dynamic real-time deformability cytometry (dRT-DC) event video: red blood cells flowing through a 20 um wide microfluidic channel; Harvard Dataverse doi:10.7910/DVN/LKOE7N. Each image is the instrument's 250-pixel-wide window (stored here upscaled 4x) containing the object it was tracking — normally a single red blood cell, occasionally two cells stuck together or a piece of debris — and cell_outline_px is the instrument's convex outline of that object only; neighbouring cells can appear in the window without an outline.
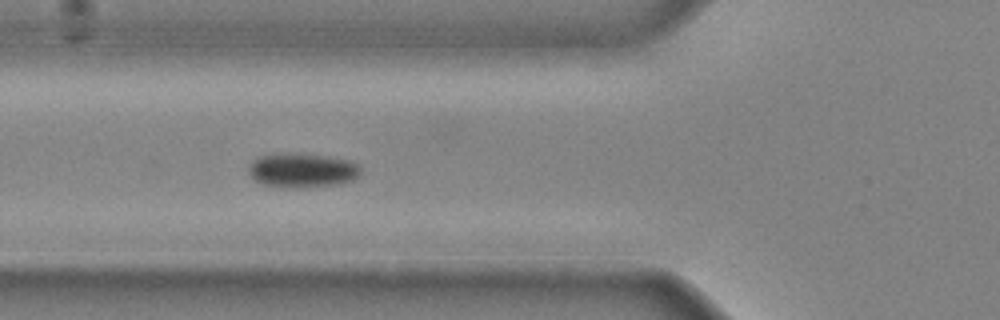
{"species": "common noctule bat (a hibernating species)", "species_latin": "Nyctalus noctula", "temperature_condition": "cold", "stored_images_in_passage": 32, "camera_frame_rate_fps": 3000, "um_per_image_px": 0.085, "animal": {"sex": "male", "body_mass_g": 20.4}, "frame": {"image": 1, "passage_image": 7, "time_ms": 2.0, "image_size_px": [1000, 320], "cell_outline_px": [[360, 176], [352, 180], [340, 184], [304, 188], [288, 188], [260, 184], [248, 172], [248, 164], [252, 160], [260, 156], [328, 156], [348, 160], [360, 164]], "centroid_in_image_um": [25.73, 14.54], "position_along_channel_um": 100.1, "area_um2": 21.91}}
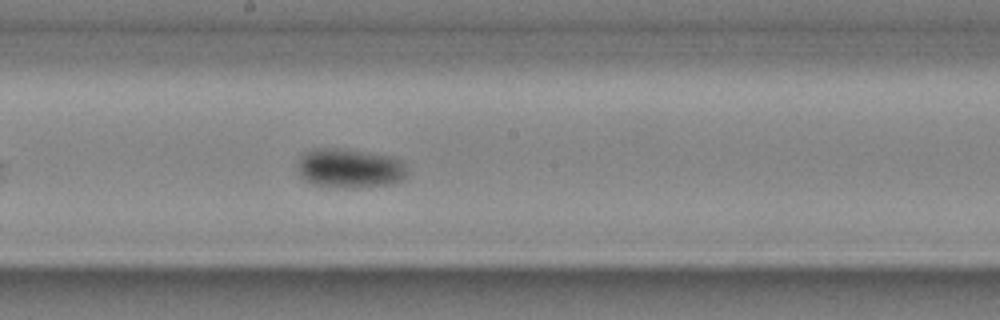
{"frame": {"image": 2, "passage_image": 15, "time_ms": 4.667, "image_size_px": [1000, 320], "cell_outline_px": [[404, 180], [388, 184], [356, 188], [344, 188], [312, 184], [300, 176], [300, 156], [304, 152], [312, 148], [344, 148], [392, 156], [404, 160]], "centroid_in_image_um": [29.73, 14.29], "position_along_channel_um": 218.5, "area_um2": 25.2}}
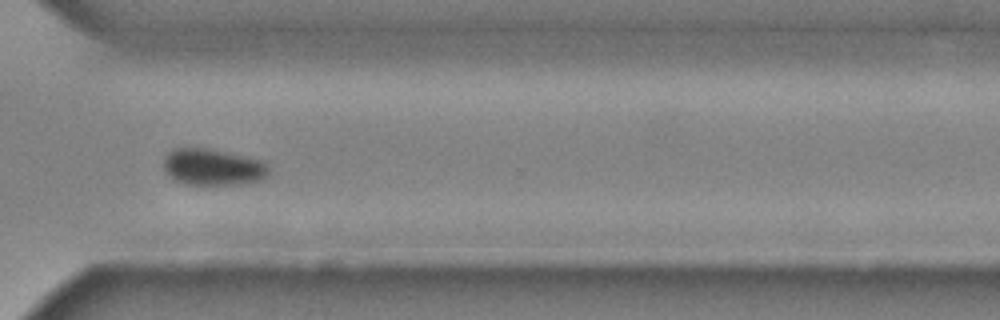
{"frame": {"image": 3, "passage_image": 24, "time_ms": 7.667, "image_size_px": [1000, 320], "cell_outline_px": [[268, 176], [260, 180], [240, 184], [184, 184], [176, 180], [164, 168], [164, 156], [172, 148], [208, 148], [264, 160], [268, 164]], "centroid_in_image_um": [18.12, 14.18], "position_along_channel_um": 352.5, "area_um2": 22.37}}